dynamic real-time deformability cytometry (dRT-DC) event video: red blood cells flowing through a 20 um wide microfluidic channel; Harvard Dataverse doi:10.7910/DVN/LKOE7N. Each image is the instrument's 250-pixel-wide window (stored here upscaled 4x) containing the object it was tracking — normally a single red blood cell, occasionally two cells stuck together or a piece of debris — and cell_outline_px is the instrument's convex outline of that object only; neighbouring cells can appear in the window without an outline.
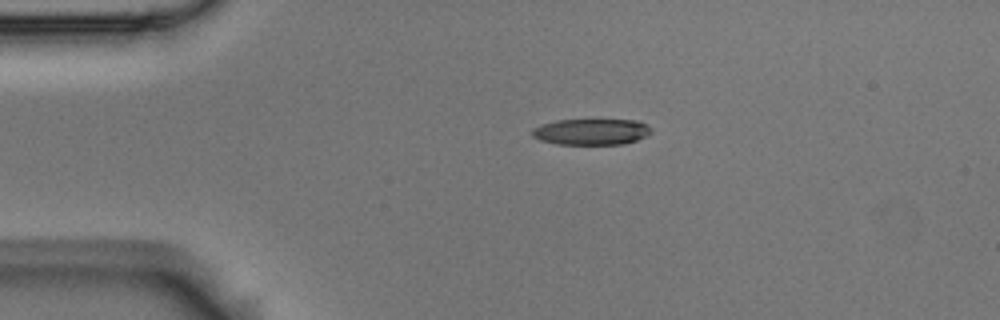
{"species": "Egyptian fruit bat (a non-hibernating species)", "species_latin": "Rousettus aegyptiacus", "temperature_condition": "room temperature", "stored_images_in_passage": 43, "camera_frame_rate_fps": 3000, "um_per_image_px": 0.085, "animal": {"sex": "male"}, "frame": {"image": 1, "passage_image": 1, "time_ms": 0.0, "image_size_px": [1000, 320], "cell_outline_px": [[652, 132], [636, 140], [624, 144], [556, 144], [540, 140], [532, 136], [532, 128], [540, 124], [556, 120], [640, 120], [652, 128]], "centroid_in_image_um": [50.25, 11.19], "position_along_channel_um": 34.7, "area_um2": 18.21}}
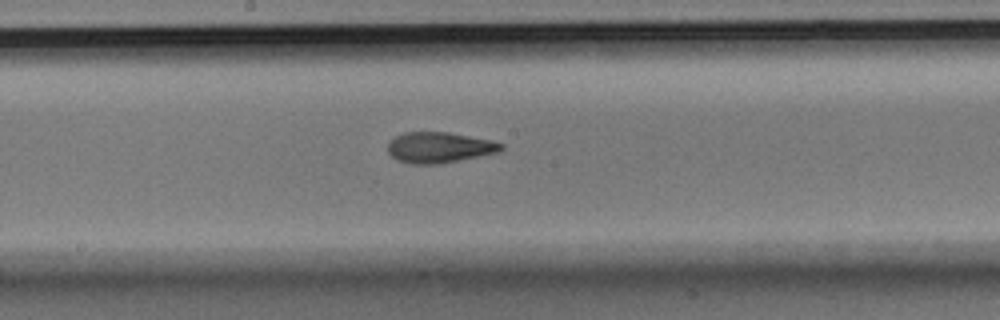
{"frame": {"image": 2, "passage_image": 18, "time_ms": 5.667, "image_size_px": [1000, 320], "cell_outline_px": [[504, 148], [500, 152], [440, 164], [412, 164], [396, 160], [388, 152], [388, 144], [396, 136], [404, 132], [448, 132], [492, 140], [504, 144]], "centroid_in_image_um": [37.37, 12.54], "position_along_channel_um": 210.8, "area_um2": 20.4}}
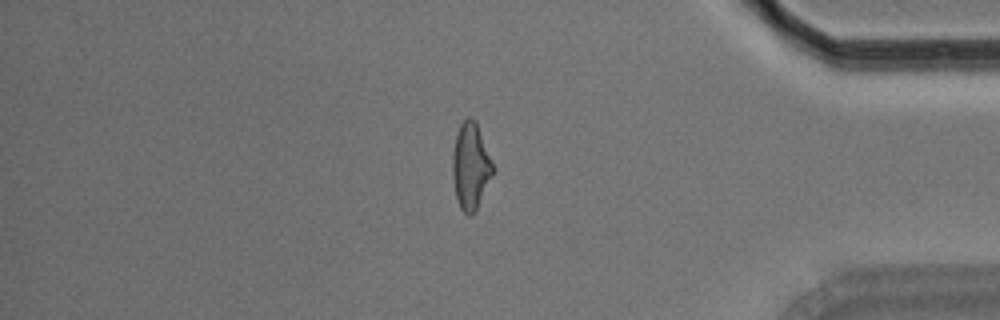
{"frame": {"image": 3, "passage_image": 35, "time_ms": 11.333, "image_size_px": [1000, 320], "cell_outline_px": [[492, 172], [476, 208], [472, 216], [468, 216], [460, 208], [456, 196], [452, 176], [452, 156], [456, 136], [460, 124], [468, 116], [472, 116], [476, 120], [492, 164]], "centroid_in_image_um": [39.96, 14.09], "position_along_channel_um": 395.2, "area_um2": 19.71}, "authors_computed_cell_mechanics": {"area_um2": 20.3456, "velocity_mm_per_s": 3.7668, "shape_relaxation_time_tau1_ms": 6.4039, "shape_relaxation_time_tau2_ms": 2.8289, "deformation_change_tau1": 0.253, "deformation_change_tau2": 0.0942}}